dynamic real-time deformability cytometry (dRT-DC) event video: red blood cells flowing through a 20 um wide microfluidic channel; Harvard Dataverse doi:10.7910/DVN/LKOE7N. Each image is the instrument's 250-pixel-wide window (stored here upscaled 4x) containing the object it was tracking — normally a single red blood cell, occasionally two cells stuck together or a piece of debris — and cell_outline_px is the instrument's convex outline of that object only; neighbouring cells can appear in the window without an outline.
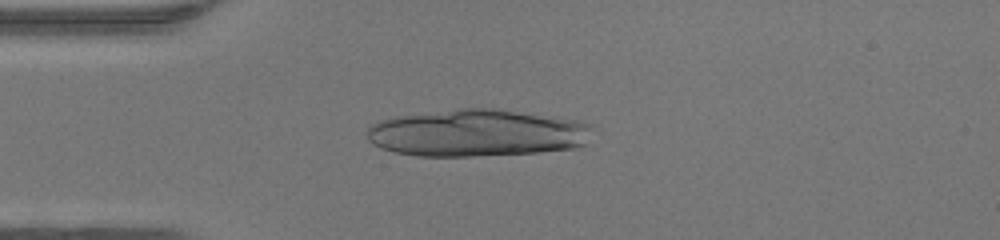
{"species": "human", "species_latin": "Homo sapiens", "temperature_condition": "warm", "stored_images_in_passage": 6, "camera_frame_rate_fps": 3000, "um_per_image_px": 0.085, "donor": {"sex": "female"}, "frame": {"image": 1, "passage_image": 1, "time_ms": 0.0, "image_size_px": [1000, 240], "cell_outline_px": [[588, 128], [584, 144], [576, 148], [540, 152], [472, 156], [416, 156], [396, 152], [380, 148], [372, 144], [368, 140], [364, 132], [372, 124], [380, 120], [396, 116], [460, 108], [492, 108], [580, 120], [588, 124]], "centroid_in_image_um": [40.46, 11.3], "position_along_channel_um": 44.5, "area_um2": 61.85}}